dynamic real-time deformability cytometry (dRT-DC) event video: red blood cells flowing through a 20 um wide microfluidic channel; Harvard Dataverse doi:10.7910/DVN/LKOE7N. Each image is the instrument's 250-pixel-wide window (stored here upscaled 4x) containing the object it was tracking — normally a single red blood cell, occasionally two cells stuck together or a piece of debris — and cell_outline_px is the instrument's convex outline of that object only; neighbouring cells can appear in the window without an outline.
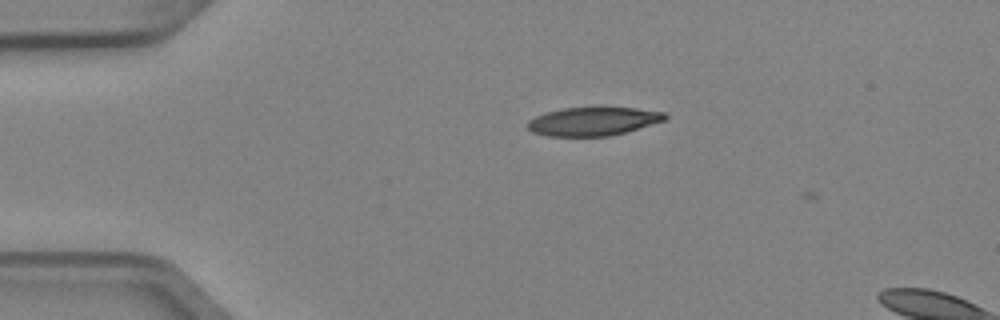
{"species": "Egyptian fruit bat (a non-hibernating species)", "species_latin": "Rousettus aegyptiacus", "temperature_condition": "cold", "stored_images_in_passage": 3, "camera_frame_rate_fps": 3000, "um_per_image_px": 0.085, "animal": {"sex": "female"}, "frame": {"image": 1, "passage_image": 2, "time_ms": 0.333, "image_size_px": [1000, 320], "cell_outline_px": [[668, 120], [612, 136], [548, 136], [532, 132], [528, 128], [528, 120], [544, 112], [564, 108], [636, 108], [664, 112], [668, 116]], "centroid_in_image_um": [50.45, 10.32], "position_along_channel_um": 34.6, "area_um2": 22.89}}